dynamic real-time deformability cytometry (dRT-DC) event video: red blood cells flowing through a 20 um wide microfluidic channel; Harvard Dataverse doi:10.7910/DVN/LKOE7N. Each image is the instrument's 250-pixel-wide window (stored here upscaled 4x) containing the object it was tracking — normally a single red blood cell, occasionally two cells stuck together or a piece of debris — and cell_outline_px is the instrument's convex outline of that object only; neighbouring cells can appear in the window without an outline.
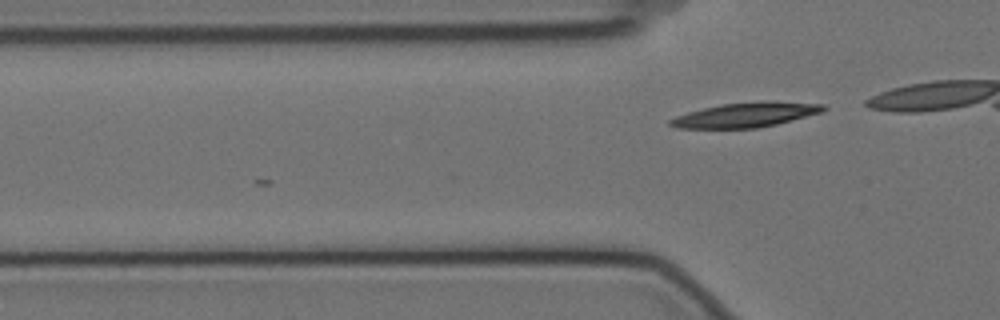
{"species": "Egyptian fruit bat (a non-hibernating species)", "species_latin": "Rousettus aegyptiacus", "temperature_condition": "cold", "stored_images_in_passage": 4, "camera_frame_rate_fps": 3000, "um_per_image_px": 0.085, "animal": {"sex": "female"}, "frame": {"image": 1, "passage_image": 4, "time_ms": 1.0, "image_size_px": [1000, 320], "cell_outline_px": [[828, 108], [824, 112], [776, 124], [756, 128], [676, 128], [668, 124], [668, 120], [676, 116], [688, 112], [704, 108], [724, 104], [760, 100], [772, 100], [824, 104]], "centroid_in_image_um": [63.44, 9.75], "position_along_channel_um": 62.4, "area_um2": 22.25}}